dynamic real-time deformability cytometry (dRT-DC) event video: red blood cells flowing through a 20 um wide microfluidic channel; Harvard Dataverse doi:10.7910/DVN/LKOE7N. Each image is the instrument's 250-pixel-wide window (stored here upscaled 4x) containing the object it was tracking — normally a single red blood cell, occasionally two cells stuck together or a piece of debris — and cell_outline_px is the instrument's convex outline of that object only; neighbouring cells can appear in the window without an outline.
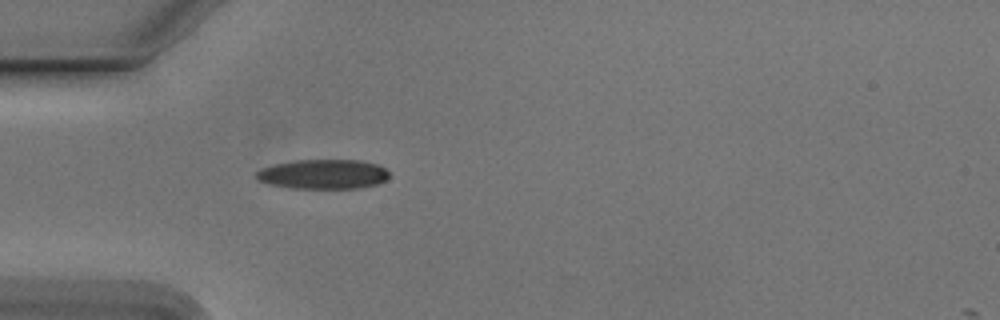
{"species": "Egyptian fruit bat (a non-hibernating species)", "species_latin": "Rousettus aegyptiacus", "temperature_condition": "cold", "stored_images_in_passage": 39, "camera_frame_rate_fps": 3000, "um_per_image_px": 0.085, "animal": {"sex": "male"}, "frame": {"image": 1, "passage_image": 1, "time_ms": 0.0, "image_size_px": [1000, 320], "cell_outline_px": [[388, 176], [384, 180], [376, 184], [360, 188], [288, 188], [268, 184], [256, 180], [256, 172], [260, 168], [276, 164], [296, 160], [360, 160], [376, 164], [384, 168], [388, 172]], "centroid_in_image_um": [27.42, 14.81], "position_along_channel_um": 57.6, "area_um2": 22.89}}
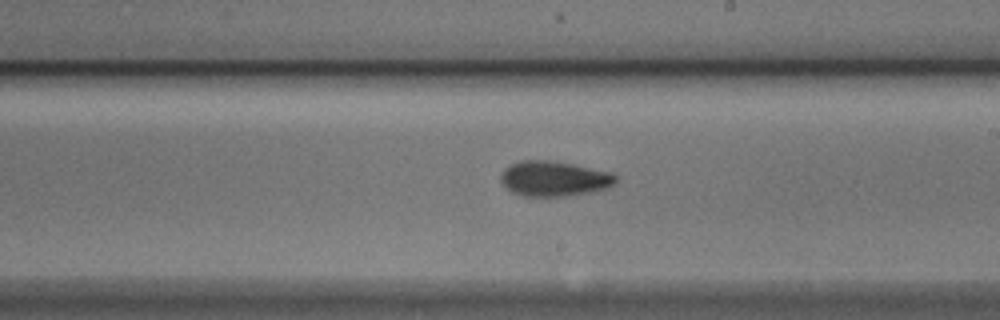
{"frame": {"image": 2, "passage_image": 16, "time_ms": 5.0, "image_size_px": [1000, 320], "cell_outline_px": [[616, 184], [608, 188], [592, 192], [568, 196], [524, 196], [512, 192], [500, 180], [500, 176], [504, 168], [520, 160], [552, 160], [612, 172], [616, 176]], "centroid_in_image_um": [47.12, 15.18], "position_along_channel_um": 241.9, "area_um2": 23.7}}
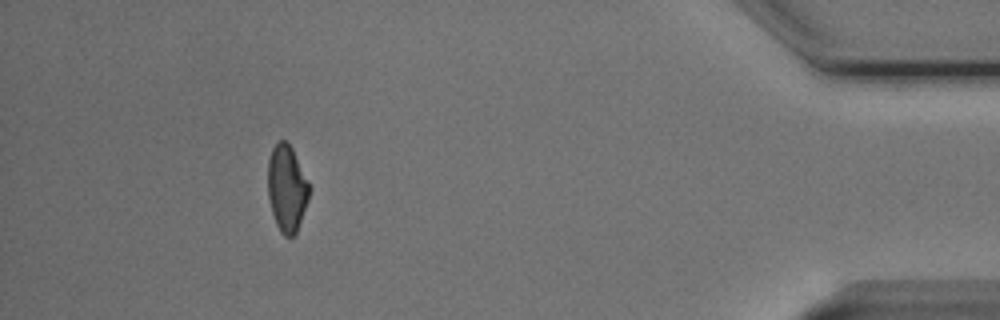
{"frame": {"image": 3, "passage_image": 34, "time_ms": 11.0, "image_size_px": [1000, 320], "cell_outline_px": [[312, 188], [308, 200], [296, 232], [292, 236], [284, 236], [280, 232], [276, 224], [272, 212], [268, 196], [268, 160], [272, 148], [280, 140], [284, 140], [292, 148]], "centroid_in_image_um": [24.39, 16.0], "position_along_channel_um": 410.8, "area_um2": 20.87}, "authors_computed_cell_mechanics": {"area_um2": 22.253, "velocity_mm_per_s": 3.791, "shape_relaxation_time_tau1_ms": 3.6941, "shape_relaxation_time_tau2_ms": 3.9541, "deformation_change_tau1": 0.1373, "deformation_change_tau2": 0.1092}}